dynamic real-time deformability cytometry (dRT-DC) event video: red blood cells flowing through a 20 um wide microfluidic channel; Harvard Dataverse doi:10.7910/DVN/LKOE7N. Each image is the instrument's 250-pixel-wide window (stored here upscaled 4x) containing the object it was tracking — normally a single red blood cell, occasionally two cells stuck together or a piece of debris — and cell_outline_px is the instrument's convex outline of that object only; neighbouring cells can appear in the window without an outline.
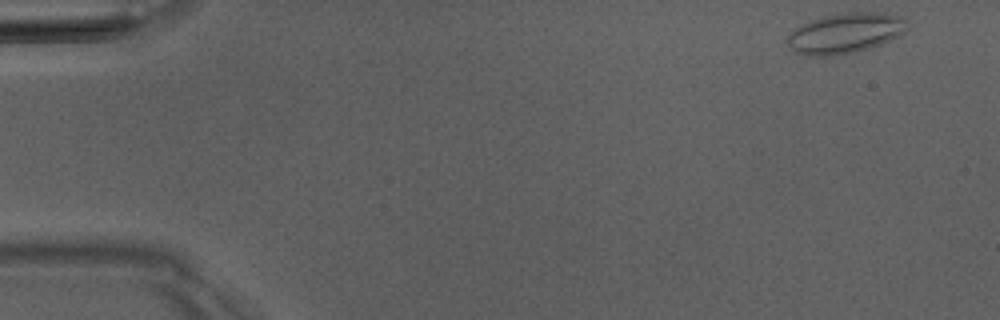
{"species": "Egyptian fruit bat (a non-hibernating species)", "species_latin": "Rousettus aegyptiacus", "temperature_condition": "room temperature", "stored_images_in_passage": 6, "camera_frame_rate_fps": 3000, "um_per_image_px": 0.085, "animal": {"sex": "male"}, "frame": {"image": 1, "passage_image": 1, "time_ms": 0.0, "image_size_px": [1000, 320], "cell_outline_px": [[908, 28], [904, 32], [880, 44], [856, 52], [832, 56], [808, 56], [796, 52], [788, 44], [788, 36], [796, 28], [812, 20], [824, 16], [848, 12], [876, 12], [900, 16], [904, 20]], "centroid_in_image_um": [71.84, 2.82], "position_along_channel_um": 13.2, "area_um2": 27.63}}